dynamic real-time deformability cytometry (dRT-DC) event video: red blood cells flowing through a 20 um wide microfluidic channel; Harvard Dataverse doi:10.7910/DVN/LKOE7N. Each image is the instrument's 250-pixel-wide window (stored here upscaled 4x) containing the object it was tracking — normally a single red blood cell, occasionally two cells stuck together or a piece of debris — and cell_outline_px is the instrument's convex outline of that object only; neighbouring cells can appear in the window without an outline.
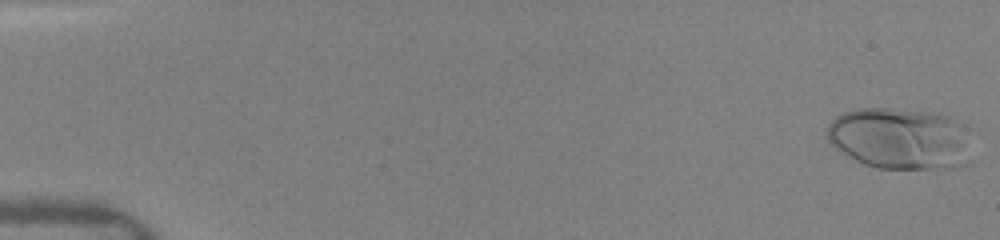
{"species": "human", "species_latin": "Homo sapiens", "temperature_condition": "warm", "stored_images_in_passage": 21, "camera_frame_rate_fps": 3000, "um_per_image_px": 0.085, "donor": {"sex": "female"}, "frame": {"image": 1, "passage_image": 1, "time_ms": 0.0, "image_size_px": [1000, 240], "cell_outline_px": [[956, 144], [952, 168], [876, 168], [864, 164], [848, 156], [836, 148], [828, 140], [828, 124], [836, 116], [844, 112], [860, 108], [888, 108], [924, 112], [948, 116], [956, 120]], "centroid_in_image_um": [76.08, 11.73], "position_along_channel_um": 8.9, "area_um2": 47.86}}
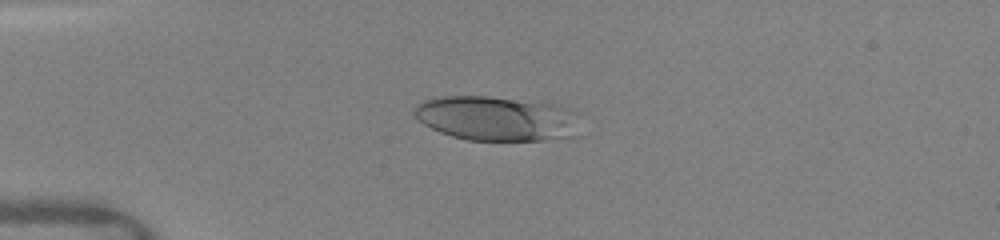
{"frame": {"image": 2, "passage_image": 15, "time_ms": 4.0, "image_size_px": [1000, 240], "cell_outline_px": [[580, 136], [544, 140], [468, 140], [452, 136], [440, 132], [424, 124], [412, 112], [416, 104], [424, 100], [444, 96], [488, 96], [544, 100], [560, 104], [580, 112]], "centroid_in_image_um": [42.39, 10.04], "position_along_channel_um": 42.6, "area_um2": 44.62}}
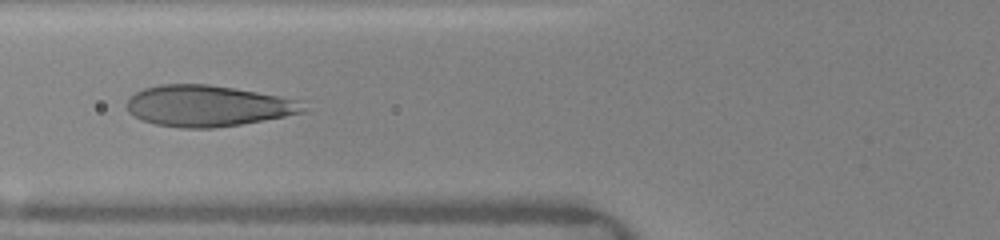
{"frame": {"image": 3, "passage_image": 20, "time_ms": 6.333, "image_size_px": [1000, 240], "cell_outline_px": [[308, 112], [240, 124], [212, 128], [180, 128], [156, 124], [140, 120], [128, 112], [124, 104], [128, 96], [144, 88], [160, 84], [208, 84], [280, 96], [300, 100], [308, 108]], "centroid_in_image_um": [17.63, 9.0], "position_along_channel_um": 108.2, "area_um2": 42.6}}